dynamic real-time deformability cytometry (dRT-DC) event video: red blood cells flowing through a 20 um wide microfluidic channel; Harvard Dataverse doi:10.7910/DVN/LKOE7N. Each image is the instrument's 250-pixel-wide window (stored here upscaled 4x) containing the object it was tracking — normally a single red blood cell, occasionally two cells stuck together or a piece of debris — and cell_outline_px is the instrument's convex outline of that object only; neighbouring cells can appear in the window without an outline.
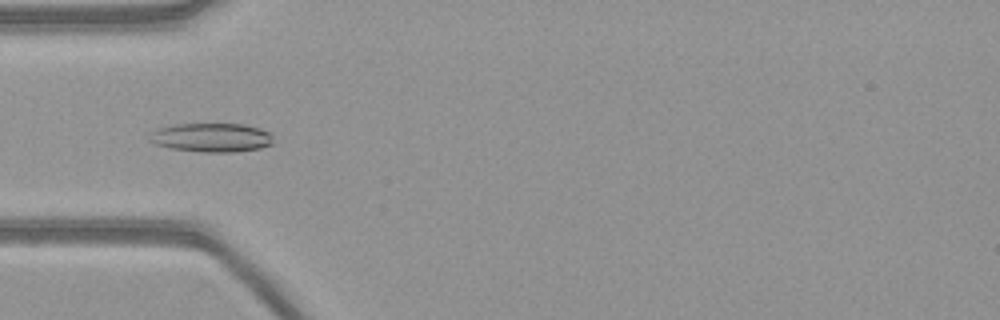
{"species": "common noctule bat (a hibernating species)", "species_latin": "Nyctalus noctula", "temperature_condition": "warm", "stored_images_in_passage": 54, "camera_frame_rate_fps": 3000, "um_per_image_px": 0.085, "animal": {"sex": "female", "body_mass_g": 21.9}, "frame": {"image": 1, "passage_image": 17, "time_ms": 5.333, "image_size_px": [1000, 320], "cell_outline_px": [[272, 144], [260, 148], [236, 152], [200, 152], [172, 148], [156, 144], [148, 140], [148, 132], [156, 128], [176, 124], [244, 124], [260, 128], [272, 132]], "centroid_in_image_um": [17.96, 11.68], "position_along_channel_um": 67.0, "area_um2": 21.15}}
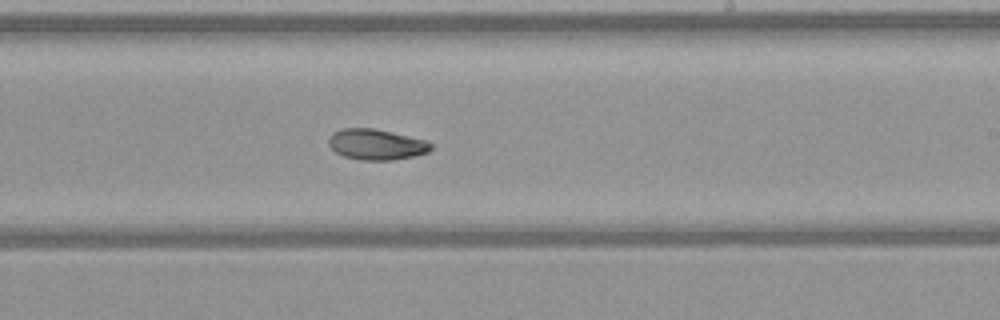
{"frame": {"image": 2, "passage_image": 32, "time_ms": 10.333, "image_size_px": [1000, 320], "cell_outline_px": [[432, 148], [428, 152], [416, 156], [392, 160], [360, 160], [344, 156], [336, 152], [328, 144], [328, 140], [332, 132], [340, 128], [372, 128], [392, 132], [428, 140], [432, 144]], "centroid_in_image_um": [32.0, 12.27], "position_along_channel_um": 257.0, "area_um2": 18.5}}
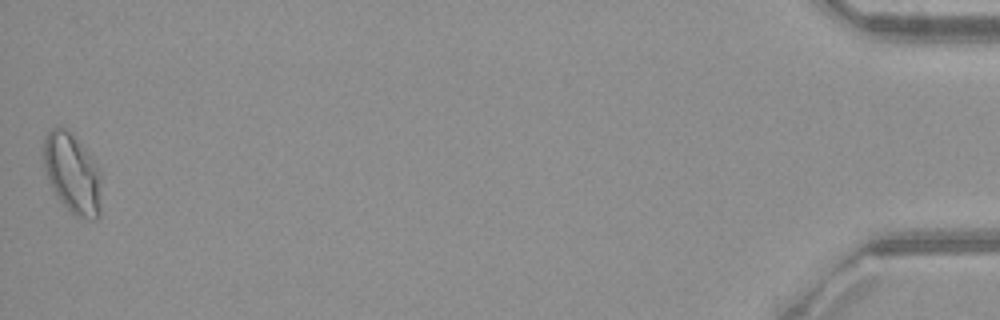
{"frame": {"image": 3, "passage_image": 54, "time_ms": 17.667, "image_size_px": [1000, 320], "cell_outline_px": [[100, 216], [96, 220], [76, 216], [56, 196], [52, 188], [44, 168], [40, 156], [44, 140], [48, 132], [52, 128], [64, 128], [92, 156], [100, 172]], "centroid_in_image_um": [6.12, 14.75], "position_along_channel_um": 429.1, "area_um2": 26.82}}